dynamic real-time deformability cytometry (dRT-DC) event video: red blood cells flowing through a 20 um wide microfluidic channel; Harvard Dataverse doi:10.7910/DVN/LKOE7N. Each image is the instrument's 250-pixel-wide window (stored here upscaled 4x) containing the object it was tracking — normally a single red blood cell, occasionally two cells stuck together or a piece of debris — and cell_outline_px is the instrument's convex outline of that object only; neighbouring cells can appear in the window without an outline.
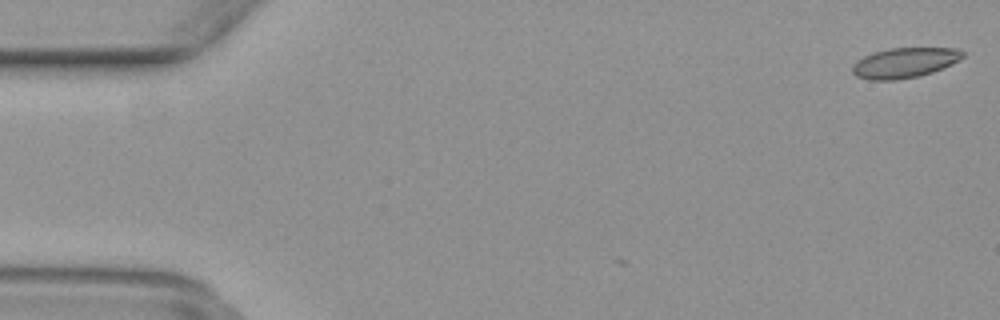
{"species": "common noctule bat (a hibernating species)", "species_latin": "Nyctalus noctula", "temperature_condition": "warm", "stored_images_in_passage": 3, "camera_frame_rate_fps": 3000, "um_per_image_px": 0.085, "animal": {"sex": "female", "body_mass_g": 29.2, "forearm_length_mm": 56.3}, "frame": {"image": 1, "passage_image": 1, "time_ms": 0.0, "image_size_px": [1000, 320], "cell_outline_px": [[964, 56], [952, 64], [932, 72], [920, 76], [896, 80], [868, 80], [856, 76], [852, 72], [852, 68], [856, 60], [872, 52], [888, 48], [956, 48], [964, 52]], "centroid_in_image_um": [76.86, 5.33], "position_along_channel_um": 8.1, "area_um2": 19.48}}